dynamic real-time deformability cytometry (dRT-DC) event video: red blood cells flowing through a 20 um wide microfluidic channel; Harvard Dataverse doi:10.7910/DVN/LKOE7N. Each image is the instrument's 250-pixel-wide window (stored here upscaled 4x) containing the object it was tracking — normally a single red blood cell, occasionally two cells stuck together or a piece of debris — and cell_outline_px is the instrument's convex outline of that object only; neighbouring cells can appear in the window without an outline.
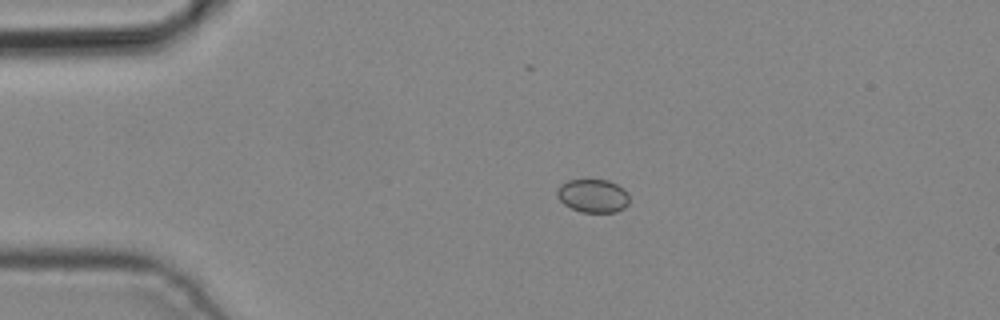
{"species": "common noctule bat (a hibernating species)", "species_latin": "Nyctalus noctula", "temperature_condition": "cold", "stored_images_in_passage": 3, "camera_frame_rate_fps": 3000, "um_per_image_px": 0.085, "animal": {"sex": "male", "body_mass_g": 19.2, "forearm_length_mm": 51.8}, "frame": {"image": 1, "passage_image": 2, "time_ms": 0.333, "image_size_px": [1000, 320], "cell_outline_px": [[628, 204], [624, 208], [616, 212], [580, 212], [564, 204], [556, 196], [556, 192], [560, 184], [568, 180], [608, 180], [624, 188], [628, 192]], "centroid_in_image_um": [50.4, 16.64], "position_along_channel_um": 34.6, "area_um2": 14.1}}